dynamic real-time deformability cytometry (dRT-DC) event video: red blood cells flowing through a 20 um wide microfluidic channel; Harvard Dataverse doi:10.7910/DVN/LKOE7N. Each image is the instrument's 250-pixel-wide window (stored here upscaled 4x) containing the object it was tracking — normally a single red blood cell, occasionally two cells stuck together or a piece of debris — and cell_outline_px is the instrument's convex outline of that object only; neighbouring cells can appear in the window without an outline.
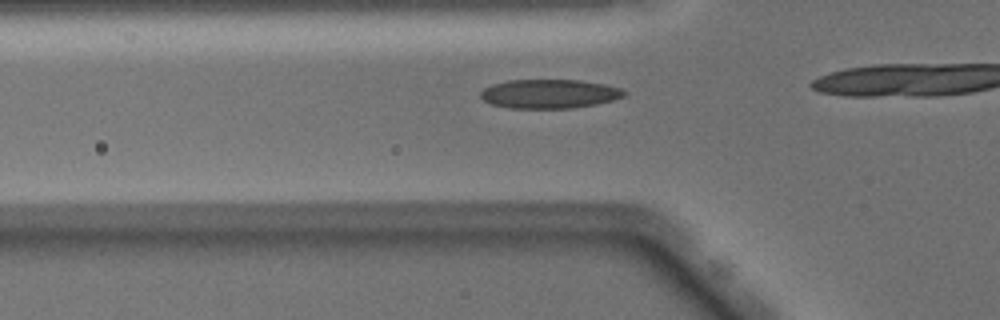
{"species": "Egyptian fruit bat (a non-hibernating species)", "species_latin": "Rousettus aegyptiacus", "temperature_condition": "warm", "stored_images_in_passage": 12, "camera_frame_rate_fps": 3000, "um_per_image_px": 0.085, "animal": {"sex": "male"}, "frame": {"image": 1, "passage_image": 7, "time_ms": 2.0, "image_size_px": [1000, 320], "cell_outline_px": [[624, 96], [616, 100], [596, 104], [572, 108], [508, 108], [492, 104], [484, 100], [480, 96], [480, 92], [484, 88], [492, 84], [508, 80], [580, 80], [604, 84], [620, 88], [624, 92]], "centroid_in_image_um": [46.69, 7.97], "position_along_channel_um": 79.1, "area_um2": 24.28}}
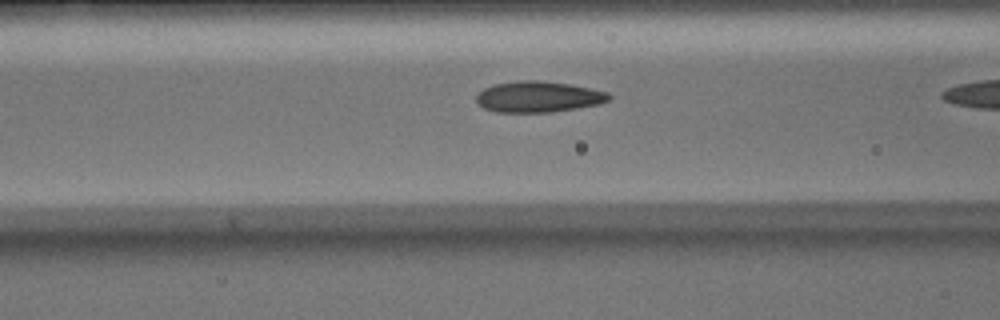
{"frame": {"image": 2, "passage_image": 10, "time_ms": 3.0, "image_size_px": [1000, 320], "cell_outline_px": [[612, 96], [608, 100], [596, 104], [576, 108], [552, 112], [496, 112], [484, 108], [476, 100], [476, 96], [484, 88], [496, 84], [520, 80], [536, 80], [568, 84], [592, 88], [608, 92]], "centroid_in_image_um": [45.76, 8.22], "position_along_channel_um": 120.8, "area_um2": 23.7}}